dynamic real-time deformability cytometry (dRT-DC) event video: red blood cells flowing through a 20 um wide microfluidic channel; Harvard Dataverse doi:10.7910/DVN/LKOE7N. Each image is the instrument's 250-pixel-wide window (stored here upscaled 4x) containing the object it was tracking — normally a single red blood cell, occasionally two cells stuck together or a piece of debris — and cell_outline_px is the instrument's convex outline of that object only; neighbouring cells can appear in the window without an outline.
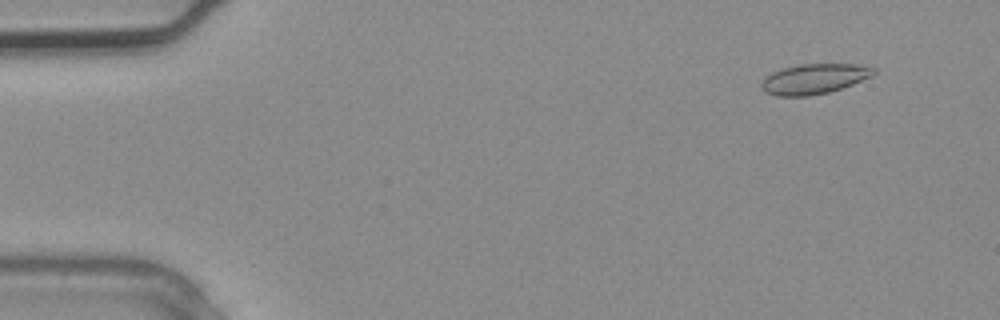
{"species": "common noctule bat (a hibernating species)", "species_latin": "Nyctalus noctula", "temperature_condition": "warm", "stored_images_in_passage": 2, "camera_frame_rate_fps": 3000, "um_per_image_px": 0.085, "animal": {"sex": "male", "body_mass_g": 20.4}, "frame": {"image": 1, "passage_image": 2, "time_ms": 0.333, "image_size_px": [1000, 320], "cell_outline_px": [[876, 72], [872, 76], [852, 84], [828, 92], [808, 96], [776, 96], [764, 92], [760, 88], [760, 84], [764, 76], [772, 72], [784, 68], [800, 64], [856, 64], [876, 68]], "centroid_in_image_um": [69.16, 6.7], "position_along_channel_um": 15.8, "area_um2": 19.77}}